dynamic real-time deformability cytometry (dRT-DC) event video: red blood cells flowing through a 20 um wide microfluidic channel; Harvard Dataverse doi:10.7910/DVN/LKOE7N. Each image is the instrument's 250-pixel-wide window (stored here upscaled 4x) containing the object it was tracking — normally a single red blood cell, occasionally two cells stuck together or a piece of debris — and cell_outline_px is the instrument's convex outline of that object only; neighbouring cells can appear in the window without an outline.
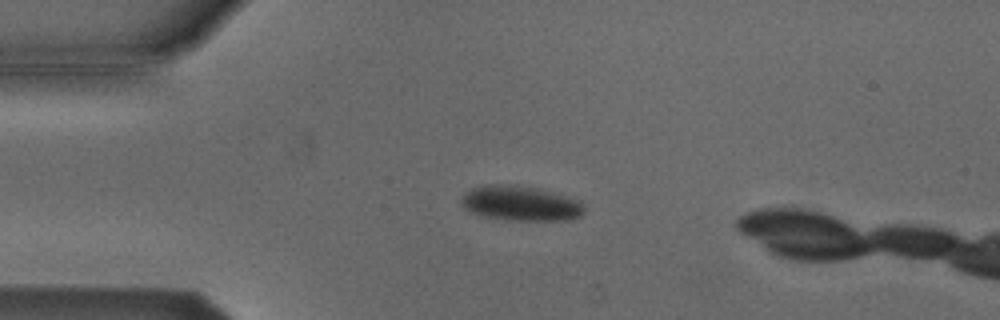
{"species": "Egyptian fruit bat (a non-hibernating species)", "species_latin": "Rousettus aegyptiacus", "temperature_condition": "cold", "stored_images_in_passage": 38, "camera_frame_rate_fps": 3000, "um_per_image_px": 0.085, "animal": {"sex": "male"}, "frame": {"image": 1, "passage_image": 2, "time_ms": 0.333, "image_size_px": [1000, 320], "cell_outline_px": [[584, 212], [580, 216], [568, 220], [508, 220], [480, 216], [468, 212], [460, 204], [460, 200], [472, 188], [484, 184], [496, 184], [532, 188], [564, 196], [576, 200], [584, 204]], "centroid_in_image_um": [44.18, 17.32], "position_along_channel_um": 40.8, "area_um2": 24.62}}
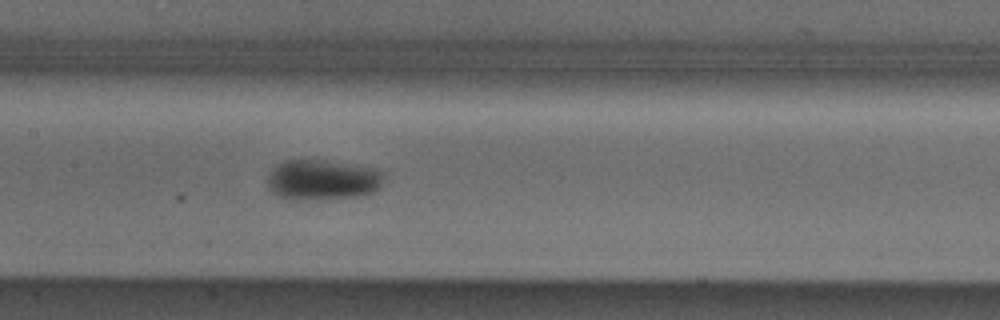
{"frame": {"image": 2, "passage_image": 15, "time_ms": 4.667, "image_size_px": [1000, 320], "cell_outline_px": [[384, 172], [380, 188], [372, 192], [360, 196], [308, 200], [288, 200], [272, 192], [268, 188], [268, 176], [272, 168], [276, 164], [284, 160], [324, 160], [368, 168]], "centroid_in_image_um": [27.35, 15.3], "position_along_channel_um": 180.1, "area_um2": 27.28}}
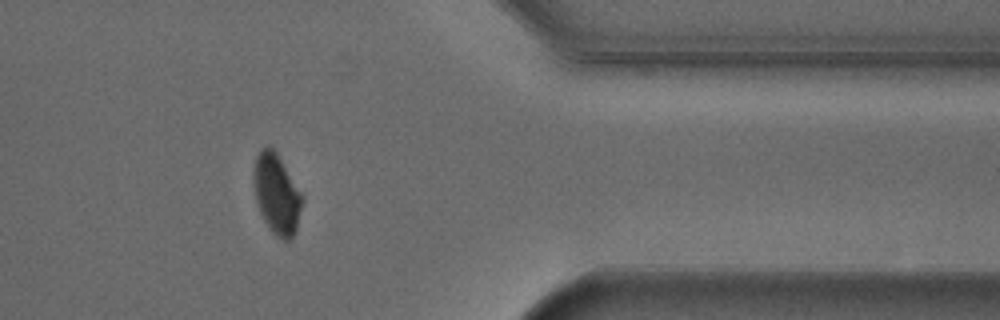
{"frame": {"image": 3, "passage_image": 33, "time_ms": 10.667, "image_size_px": [1000, 320], "cell_outline_px": [[304, 200], [296, 228], [292, 236], [288, 240], [284, 240], [276, 236], [268, 228], [260, 212], [256, 200], [252, 172], [256, 156], [268, 144], [276, 152], [304, 196]], "centroid_in_image_um": [23.52, 16.49], "position_along_channel_um": 387.9, "area_um2": 22.6}, "authors_computed_cell_mechanics": {"area_um2": 26.299, "velocity_mm_per_s": 3.8019, "shape_relaxation_time_tau1_ms": 4.5791, "shape_relaxation_time_tau2_ms": null, "deformation_change_tau1": 0.0826, "deformation_change_tau2": null}}